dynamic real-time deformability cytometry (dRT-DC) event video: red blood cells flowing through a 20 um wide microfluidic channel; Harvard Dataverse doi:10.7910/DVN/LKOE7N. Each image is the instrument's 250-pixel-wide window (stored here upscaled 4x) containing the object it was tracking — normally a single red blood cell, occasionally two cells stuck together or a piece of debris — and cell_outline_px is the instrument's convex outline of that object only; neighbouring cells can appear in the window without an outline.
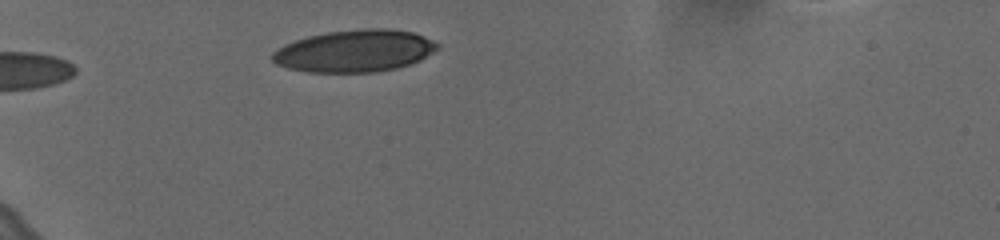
{"species": "human", "species_latin": "Homo sapiens", "temperature_condition": "cold", "stored_images_in_passage": 29, "camera_frame_rate_fps": 3000, "um_per_image_px": 0.085, "donor": {"sex": "female"}, "frame": {"image": 1, "passage_image": 1, "time_ms": 0.0, "image_size_px": [1000, 240], "cell_outline_px": [[440, 48], [420, 60], [412, 64], [396, 68], [376, 72], [308, 72], [288, 68], [276, 64], [272, 60], [272, 52], [284, 44], [308, 36], [328, 32], [364, 28], [388, 28], [412, 32], [424, 36], [440, 44]], "centroid_in_image_um": [30.17, 4.33], "position_along_channel_um": 54.8, "area_um2": 40.69}}
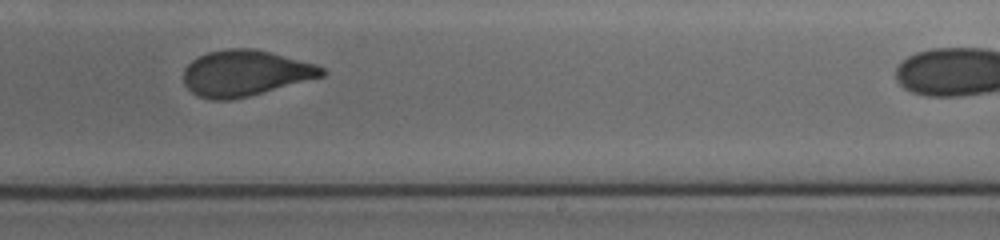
{"frame": {"image": 2, "passage_image": 16, "time_ms": 5.0, "image_size_px": [1000, 240], "cell_outline_px": [[328, 72], [324, 76], [248, 96], [232, 100], [212, 100], [196, 96], [184, 84], [184, 68], [192, 60], [208, 52], [228, 48], [252, 48], [316, 64], [324, 68]], "centroid_in_image_um": [20.83, 6.22], "position_along_channel_um": 268.2, "area_um2": 36.82}}
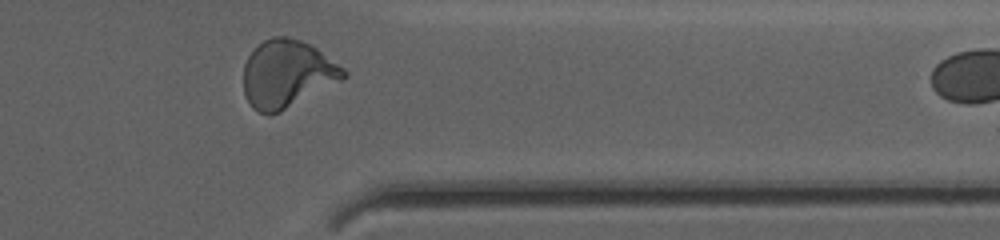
{"frame": {"image": 3, "passage_image": 26, "time_ms": 8.333, "image_size_px": [1000, 240], "cell_outline_px": [[348, 76], [280, 112], [268, 116], [252, 108], [244, 92], [244, 64], [248, 56], [264, 40], [272, 36], [288, 36], [300, 40], [316, 48], [344, 68], [348, 72]], "centroid_in_image_um": [24.39, 6.28], "position_along_channel_um": 387.0, "area_um2": 39.02}}